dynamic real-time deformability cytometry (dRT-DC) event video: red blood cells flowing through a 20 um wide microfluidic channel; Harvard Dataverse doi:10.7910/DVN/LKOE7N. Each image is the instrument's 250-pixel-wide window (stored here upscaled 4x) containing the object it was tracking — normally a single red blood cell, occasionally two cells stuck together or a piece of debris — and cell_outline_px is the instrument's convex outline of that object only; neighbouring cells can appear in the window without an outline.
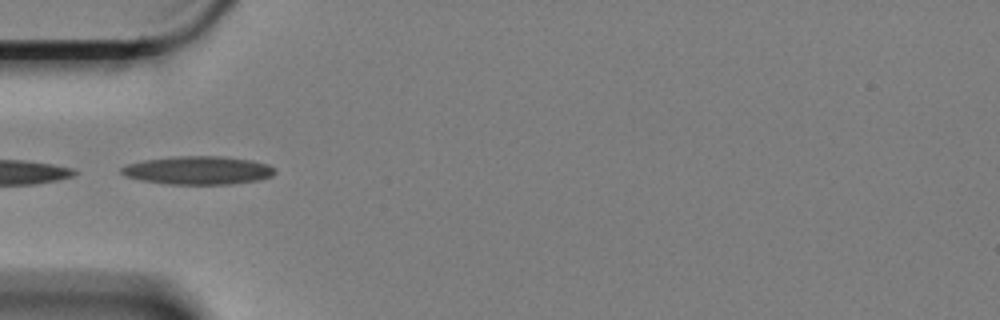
{"species": "Egyptian fruit bat (a non-hibernating species)", "species_latin": "Rousettus aegyptiacus", "temperature_condition": "cold", "stored_images_in_passage": 6, "camera_frame_rate_fps": 3000, "um_per_image_px": 0.085, "animal": {"sex": "female"}, "frame": {"image": 1, "passage_image": 1, "time_ms": 0.0, "image_size_px": [1000, 320], "cell_outline_px": [[276, 172], [272, 176], [256, 180], [228, 184], [168, 184], [140, 180], [124, 176], [120, 172], [120, 168], [124, 164], [144, 160], [172, 156], [224, 156], [252, 160], [268, 164], [276, 168]], "centroid_in_image_um": [16.8, 14.46], "position_along_channel_um": 68.2, "area_um2": 25.55}}